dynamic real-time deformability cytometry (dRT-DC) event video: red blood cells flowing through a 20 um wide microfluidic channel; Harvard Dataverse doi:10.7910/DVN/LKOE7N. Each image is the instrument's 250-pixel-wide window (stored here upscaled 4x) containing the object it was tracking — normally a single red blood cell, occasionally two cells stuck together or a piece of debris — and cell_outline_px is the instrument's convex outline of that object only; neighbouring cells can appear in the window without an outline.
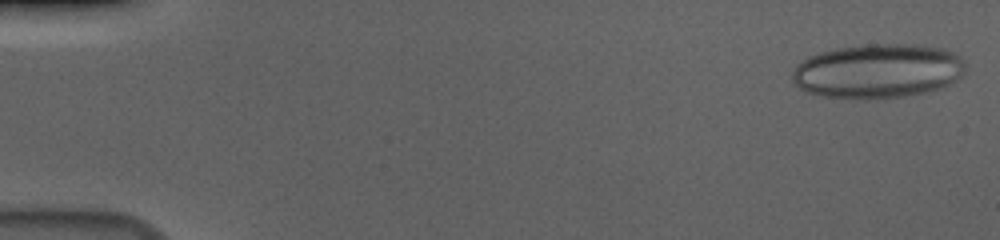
{"species": "human", "species_latin": "Homo sapiens", "temperature_condition": "cold", "stored_images_in_passage": 59, "camera_frame_rate_fps": 3000, "um_per_image_px": 0.085, "donor": {"sex": "male"}, "frame": {"image": 1, "passage_image": 2, "time_ms": 0.333, "image_size_px": [1000, 240], "cell_outline_px": [[964, 64], [960, 76], [936, 88], [904, 96], [828, 96], [812, 92], [800, 88], [796, 84], [792, 76], [792, 72], [804, 60], [820, 52], [840, 48], [868, 44], [916, 44], [940, 48], [952, 52]], "centroid_in_image_um": [74.6, 5.98], "position_along_channel_um": 10.4, "area_um2": 52.37}}
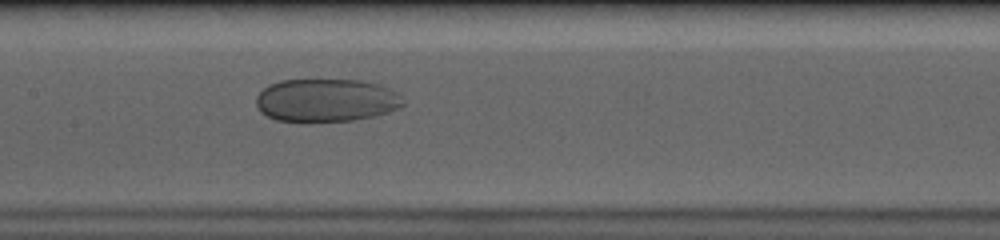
{"frame": {"image": 2, "passage_image": 30, "time_ms": 9.667, "image_size_px": [1000, 240], "cell_outline_px": [[404, 104], [388, 112], [372, 116], [352, 120], [304, 124], [276, 120], [260, 112], [256, 104], [256, 96], [268, 84], [280, 80], [360, 80], [376, 84], [396, 92]], "centroid_in_image_um": [27.63, 8.55], "position_along_channel_um": 179.8, "area_um2": 37.22}}
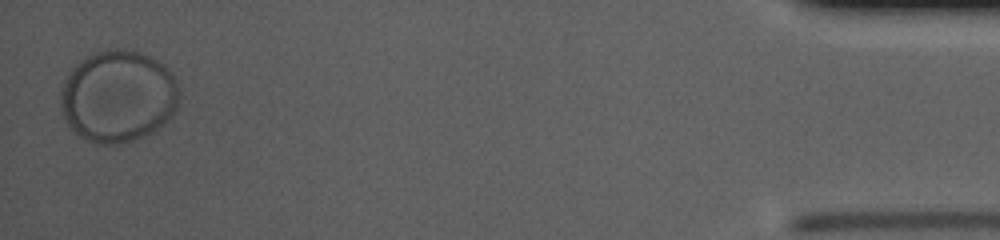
{"frame": {"image": 3, "passage_image": 58, "time_ms": 19.0, "image_size_px": [1000, 240], "cell_outline_px": [[180, 92], [176, 108], [168, 120], [144, 136], [132, 140], [116, 144], [100, 144], [88, 140], [80, 136], [68, 124], [64, 116], [60, 104], [60, 88], [64, 80], [72, 68], [80, 60], [96, 52], [108, 48], [112, 48], [136, 52], [148, 56], [156, 60], [168, 68], [176, 80], [180, 88]], "centroid_in_image_um": [10.03, 8.17], "position_along_channel_um": 425.2, "area_um2": 63.35}, "authors_computed_cell_mechanics": {"area_um2": 47.685, "velocity_mm_per_s": 3.4966, "shape_relaxation_time_tau1_ms": 5.9511, "shape_relaxation_time_tau2_ms": null, "deformation_change_tau1": 0.086, "deformation_change_tau2": null}}